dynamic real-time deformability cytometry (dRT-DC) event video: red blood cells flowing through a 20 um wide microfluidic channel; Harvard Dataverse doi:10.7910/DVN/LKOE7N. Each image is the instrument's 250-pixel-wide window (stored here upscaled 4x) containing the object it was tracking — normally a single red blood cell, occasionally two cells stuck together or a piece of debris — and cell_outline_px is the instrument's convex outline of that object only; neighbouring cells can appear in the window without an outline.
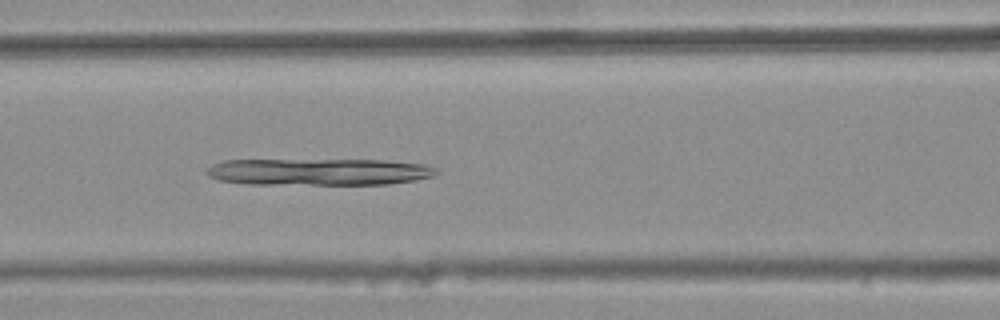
{"species": "common noctule bat (a hibernating species)", "species_latin": "Nyctalus noctula", "temperature_condition": "warm", "stored_images_in_passage": 4, "camera_frame_rate_fps": 3000, "um_per_image_px": 0.085, "animal": {"sex": "female", "body_mass_g": 25.1}, "frame": {"image": 1, "passage_image": 4, "time_ms": 1.0, "image_size_px": [1000, 320], "cell_outline_px": [[440, 172], [432, 176], [416, 180], [388, 184], [244, 184], [220, 180], [208, 176], [204, 172], [212, 164], [224, 160], [384, 160], [428, 164], [436, 168]], "centroid_in_image_um": [27.12, 14.6], "position_along_channel_um": 139.5, "area_um2": 36.18}}